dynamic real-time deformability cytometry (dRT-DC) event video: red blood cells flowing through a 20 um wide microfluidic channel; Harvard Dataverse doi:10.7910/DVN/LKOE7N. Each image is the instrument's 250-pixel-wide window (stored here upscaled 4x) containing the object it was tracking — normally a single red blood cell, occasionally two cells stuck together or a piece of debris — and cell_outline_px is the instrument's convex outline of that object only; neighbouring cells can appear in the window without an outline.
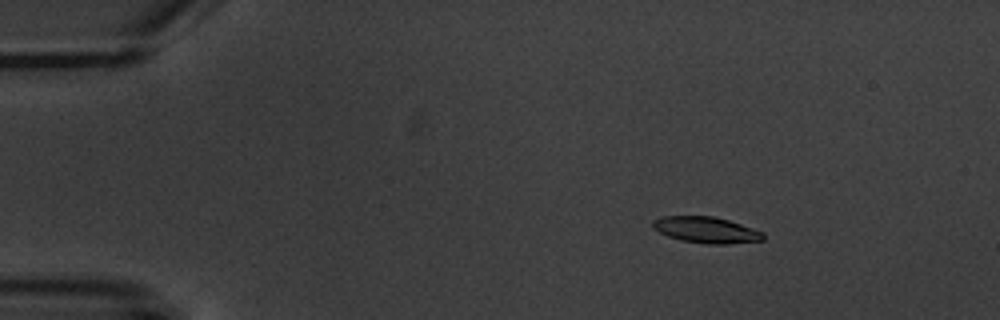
{"species": "common noctule bat (a hibernating species)", "species_latin": "Nyctalus noctula", "temperature_condition": "warm", "stored_images_in_passage": 9, "camera_frame_rate_fps": 3000, "um_per_image_px": 0.085, "animal": {"sex": "male", "body_mass_g": 20.1, "forearm_length_mm": 53.5}, "frame": {"image": 1, "passage_image": 1, "time_ms": 0.0, "image_size_px": [1000, 320], "cell_outline_px": [[764, 240], [724, 244], [704, 244], [680, 240], [668, 236], [652, 228], [652, 220], [660, 216], [712, 216], [728, 220], [764, 232]], "centroid_in_image_um": [59.99, 19.54], "position_along_channel_um": 25.0, "area_um2": 16.88}}
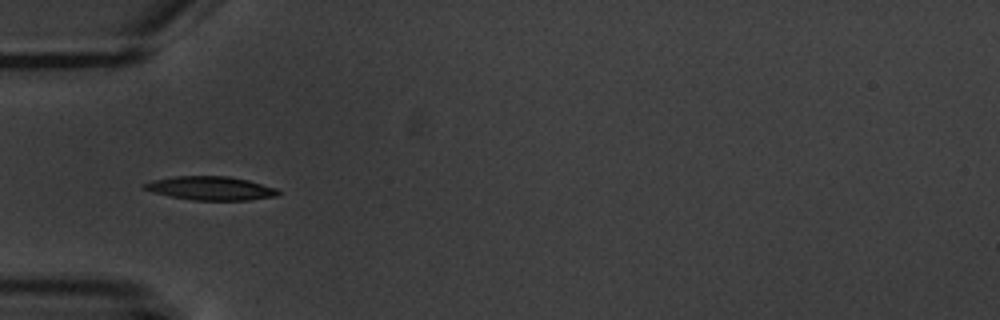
{"frame": {"image": 2, "passage_image": 4, "time_ms": 3.333, "image_size_px": [1000, 320], "cell_outline_px": [[280, 192], [276, 196], [248, 200], [192, 200], [152, 192], [144, 188], [144, 184], [152, 180], [176, 176], [228, 176], [248, 180], [276, 188]], "centroid_in_image_um": [17.92, 16.0], "position_along_channel_um": 67.1, "area_um2": 18.26}}
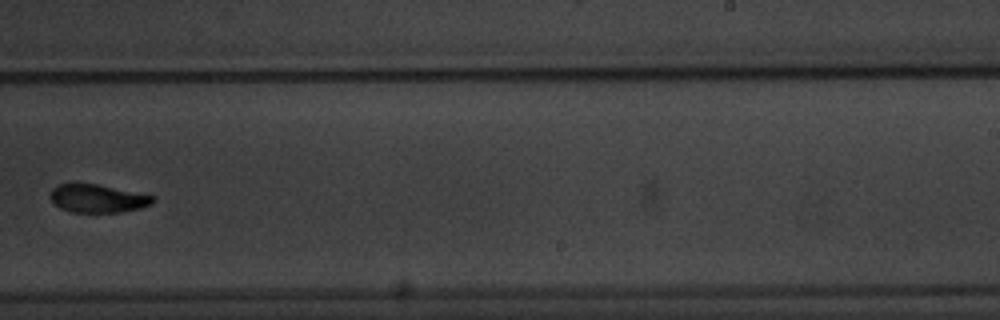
{"frame": {"image": 3, "passage_image": 9, "time_ms": 9.333, "image_size_px": [1000, 320], "cell_outline_px": [[156, 200], [152, 204], [140, 208], [120, 212], [68, 212], [60, 208], [48, 196], [52, 188], [56, 184], [76, 180], [156, 196]], "centroid_in_image_um": [8.24, 16.83], "position_along_channel_um": 280.8, "area_um2": 17.46}}